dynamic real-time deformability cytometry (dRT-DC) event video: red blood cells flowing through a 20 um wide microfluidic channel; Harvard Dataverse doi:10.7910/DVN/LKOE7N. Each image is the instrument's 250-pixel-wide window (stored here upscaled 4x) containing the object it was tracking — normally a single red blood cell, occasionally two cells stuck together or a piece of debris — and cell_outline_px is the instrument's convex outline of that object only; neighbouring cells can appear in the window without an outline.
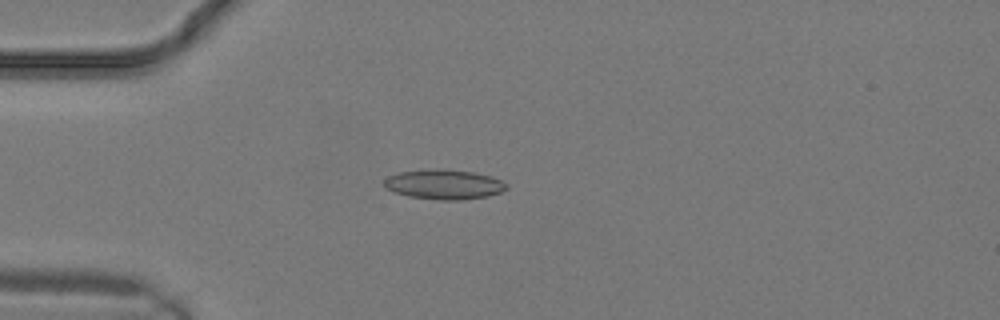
{"species": "common noctule bat (a hibernating species)", "species_latin": "Nyctalus noctula", "temperature_condition": "warm", "stored_images_in_passage": 10, "camera_frame_rate_fps": 3000, "um_per_image_px": 0.085, "animal": {"sex": "male", "body_mass_g": 19.2, "forearm_length_mm": 51.8}, "frame": {"image": 1, "passage_image": 6, "time_ms": 1.667, "image_size_px": [1000, 320], "cell_outline_px": [[508, 188], [500, 192], [488, 196], [460, 200], [440, 200], [408, 196], [392, 192], [384, 188], [384, 180], [388, 176], [396, 172], [440, 168], [472, 172], [492, 176], [508, 184]], "centroid_in_image_um": [37.71, 15.67], "position_along_channel_um": 47.3, "area_um2": 21.44}}
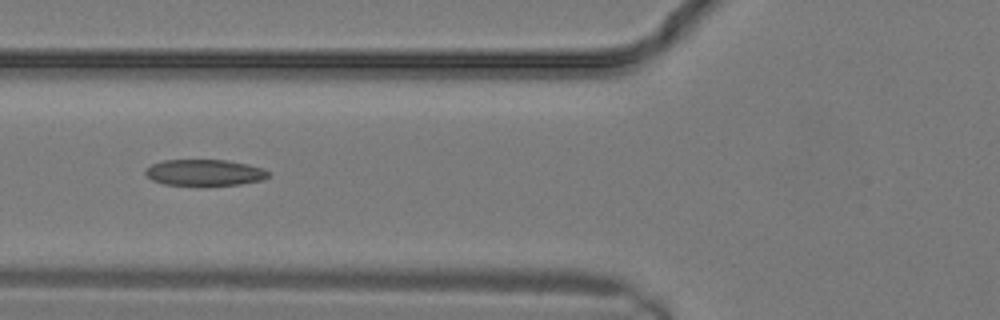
{"frame": {"image": 2, "passage_image": 9, "time_ms": 2.667, "image_size_px": [1000, 320], "cell_outline_px": [[268, 176], [264, 180], [240, 184], [164, 184], [152, 180], [144, 172], [152, 164], [164, 160], [228, 160], [248, 164], [264, 168], [268, 172]], "centroid_in_image_um": [17.42, 14.65], "position_along_channel_um": 108.4, "area_um2": 18.44}}